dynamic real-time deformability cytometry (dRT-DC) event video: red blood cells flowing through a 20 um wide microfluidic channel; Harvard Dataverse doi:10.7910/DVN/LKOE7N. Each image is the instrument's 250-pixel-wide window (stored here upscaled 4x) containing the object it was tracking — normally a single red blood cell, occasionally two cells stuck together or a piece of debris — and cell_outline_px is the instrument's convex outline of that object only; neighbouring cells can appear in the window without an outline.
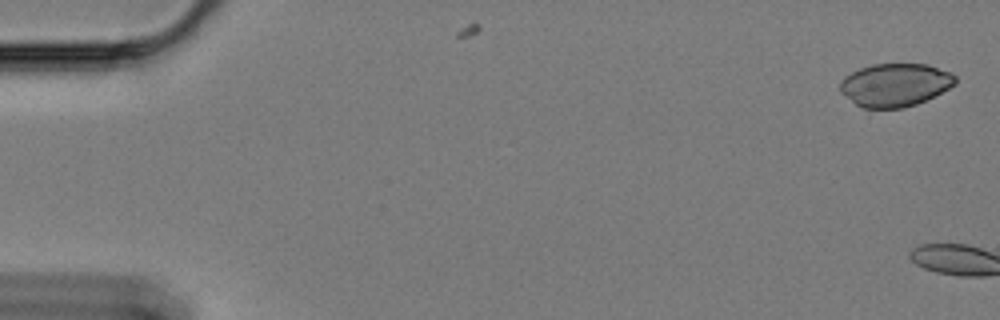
{"species": "Egyptian fruit bat (a non-hibernating species)", "species_latin": "Rousettus aegyptiacus", "temperature_condition": "cold", "stored_images_in_passage": 5, "camera_frame_rate_fps": 3000, "um_per_image_px": 0.085, "animal": {"sex": "female"}, "frame": {"image": 1, "passage_image": 2, "time_ms": 0.333, "image_size_px": [1000, 320], "cell_outline_px": [[956, 84], [916, 104], [904, 108], [864, 108], [856, 104], [840, 92], [840, 80], [844, 76], [860, 68], [872, 64], [928, 64], [948, 72], [956, 76]], "centroid_in_image_um": [76.05, 7.21], "position_along_channel_um": 9.0, "area_um2": 28.73}}